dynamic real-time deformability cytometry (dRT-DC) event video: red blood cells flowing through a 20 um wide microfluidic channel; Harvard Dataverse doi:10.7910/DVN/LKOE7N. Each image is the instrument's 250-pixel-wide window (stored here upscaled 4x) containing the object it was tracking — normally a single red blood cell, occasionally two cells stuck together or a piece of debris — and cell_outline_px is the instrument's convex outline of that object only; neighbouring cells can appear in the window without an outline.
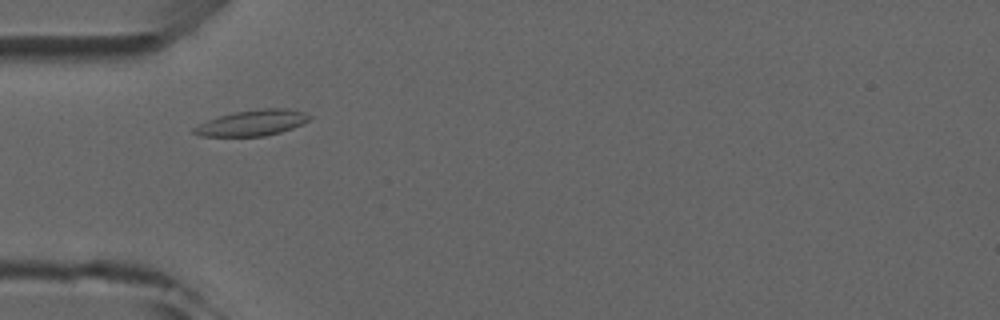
{"species": "common noctule bat (a hibernating species)", "species_latin": "Nyctalus noctula", "temperature_condition": "room temperature", "stored_images_in_passage": 5, "camera_frame_rate_fps": 3000, "um_per_image_px": 0.085, "animal": {"sex": "male", "forearm_length_mm": 52.5}, "frame": {"image": 1, "passage_image": 1, "time_ms": 0.0, "image_size_px": [1000, 320], "cell_outline_px": [[312, 120], [304, 124], [280, 132], [264, 136], [200, 136], [192, 132], [192, 128], [208, 120], [220, 116], [236, 112], [260, 108], [288, 108], [304, 112], [312, 116]], "centroid_in_image_um": [21.51, 10.44], "position_along_channel_um": 63.5, "area_um2": 17.4}}
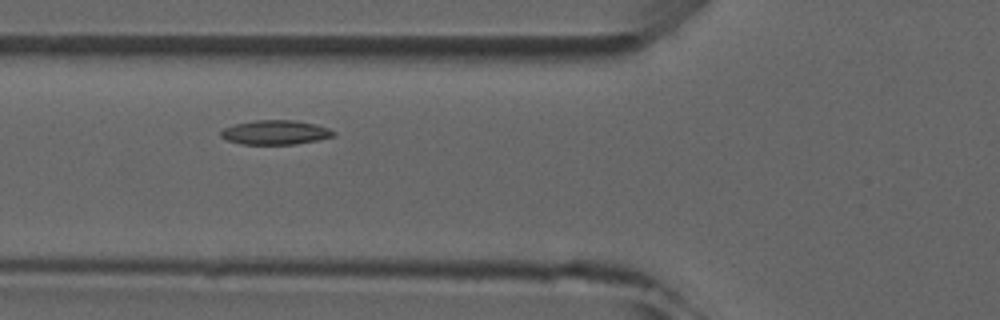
{"frame": {"image": 2, "passage_image": 2, "time_ms": 1.0, "image_size_px": [1000, 320], "cell_outline_px": [[336, 136], [296, 144], [240, 144], [228, 140], [220, 136], [220, 132], [224, 128], [236, 124], [256, 120], [296, 120], [316, 124], [328, 128], [336, 132]], "centroid_in_image_um": [23.43, 11.25], "position_along_channel_um": 102.4, "area_um2": 15.95}}
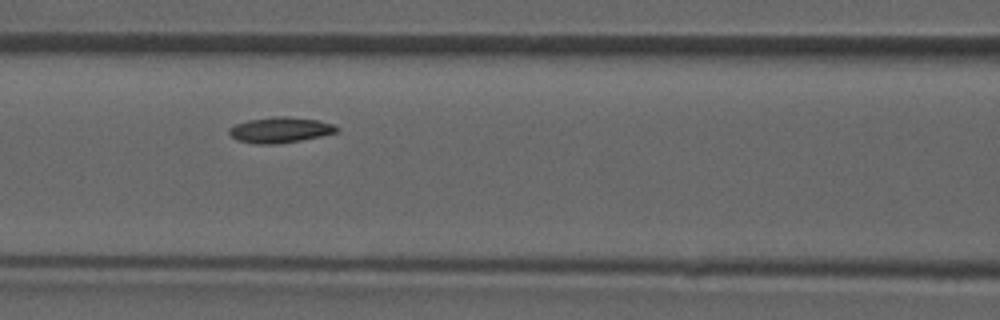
{"frame": {"image": 3, "passage_image": 3, "time_ms": 2.0, "image_size_px": [1000, 320], "cell_outline_px": [[340, 128], [336, 132], [320, 136], [300, 140], [276, 144], [256, 144], [236, 140], [228, 132], [228, 128], [236, 124], [248, 120], [276, 116], [288, 116], [320, 120], [332, 124]], "centroid_in_image_um": [23.8, 11.04], "position_along_channel_um": 142.8, "area_um2": 16.07}}